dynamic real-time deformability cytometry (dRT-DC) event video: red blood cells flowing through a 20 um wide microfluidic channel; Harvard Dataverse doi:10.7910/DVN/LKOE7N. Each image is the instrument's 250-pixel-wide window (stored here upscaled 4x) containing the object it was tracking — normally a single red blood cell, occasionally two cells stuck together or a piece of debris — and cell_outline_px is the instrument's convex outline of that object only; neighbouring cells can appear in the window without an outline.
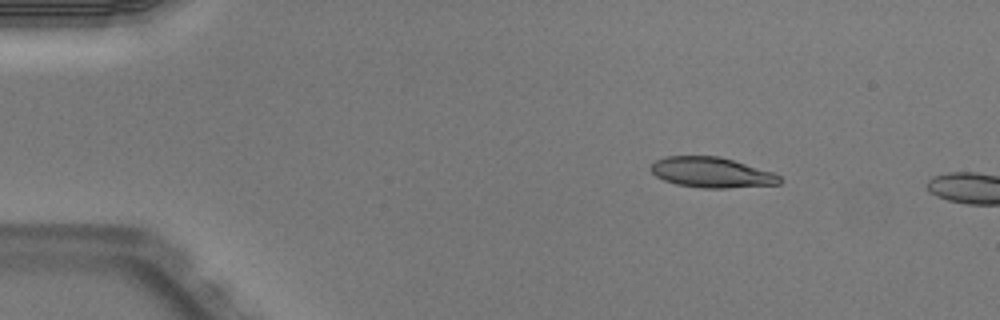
{"species": "Egyptian fruit bat (a non-hibernating species)", "species_latin": "Rousettus aegyptiacus", "temperature_condition": "warm", "stored_images_in_passage": 9, "camera_frame_rate_fps": 3000, "um_per_image_px": 0.085, "animal": {"sex": "male"}, "frame": {"image": 1, "passage_image": 6, "time_ms": 1.667, "image_size_px": [1000, 320], "cell_outline_px": [[780, 184], [728, 188], [704, 188], [676, 184], [664, 180], [656, 176], [648, 168], [656, 160], [664, 156], [720, 156], [772, 172], [780, 176]], "centroid_in_image_um": [60.45, 14.65], "position_along_channel_um": 24.6, "area_um2": 22.72}}